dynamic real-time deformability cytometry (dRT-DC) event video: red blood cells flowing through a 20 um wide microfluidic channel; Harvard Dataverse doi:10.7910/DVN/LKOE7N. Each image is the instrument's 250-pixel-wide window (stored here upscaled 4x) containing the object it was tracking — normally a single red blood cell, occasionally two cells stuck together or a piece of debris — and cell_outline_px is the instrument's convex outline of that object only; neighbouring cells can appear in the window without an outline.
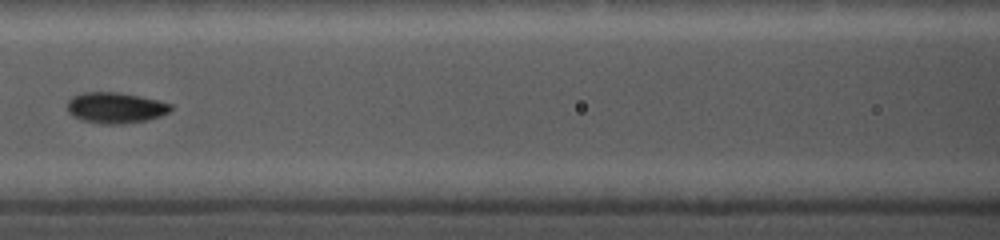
{"species": "common noctule bat (a hibernating species)", "species_latin": "Nyctalus noctula", "temperature_condition": "cold", "stored_images_in_passage": 28, "camera_frame_rate_fps": 5000, "um_per_image_px": 0.085, "animal": {"sex": "female", "body_mass_g": 19.0, "forearm_length_mm": 56.7}, "frame": {"image": 1, "passage_image": 16, "time_ms": 8.8, "image_size_px": [1000, 240], "cell_outline_px": [[172, 108], [168, 112], [160, 116], [144, 120], [124, 124], [104, 124], [84, 120], [72, 116], [68, 112], [68, 100], [72, 96], [84, 92], [116, 92], [140, 96], [160, 100], [172, 104]], "centroid_in_image_um": [9.82, 9.15], "position_along_channel_um": 156.8, "area_um2": 18.55}}
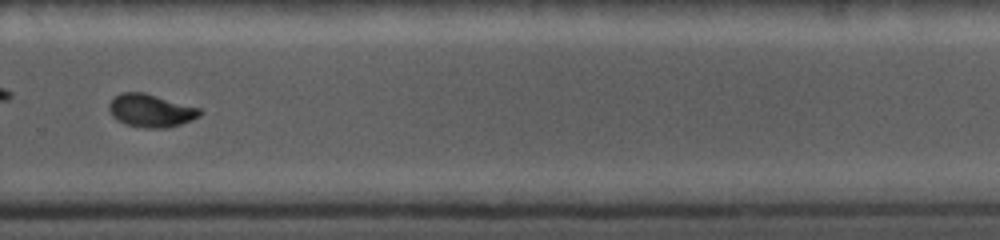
{"frame": {"image": 2, "passage_image": 23, "time_ms": 13.0, "image_size_px": [1000, 240], "cell_outline_px": [[204, 112], [200, 116], [192, 120], [180, 124], [164, 128], [144, 128], [124, 124], [116, 120], [112, 116], [108, 108], [108, 104], [120, 92], [144, 92], [200, 108]], "centroid_in_image_um": [12.82, 9.4], "position_along_channel_um": 317.0, "area_um2": 17.57}}